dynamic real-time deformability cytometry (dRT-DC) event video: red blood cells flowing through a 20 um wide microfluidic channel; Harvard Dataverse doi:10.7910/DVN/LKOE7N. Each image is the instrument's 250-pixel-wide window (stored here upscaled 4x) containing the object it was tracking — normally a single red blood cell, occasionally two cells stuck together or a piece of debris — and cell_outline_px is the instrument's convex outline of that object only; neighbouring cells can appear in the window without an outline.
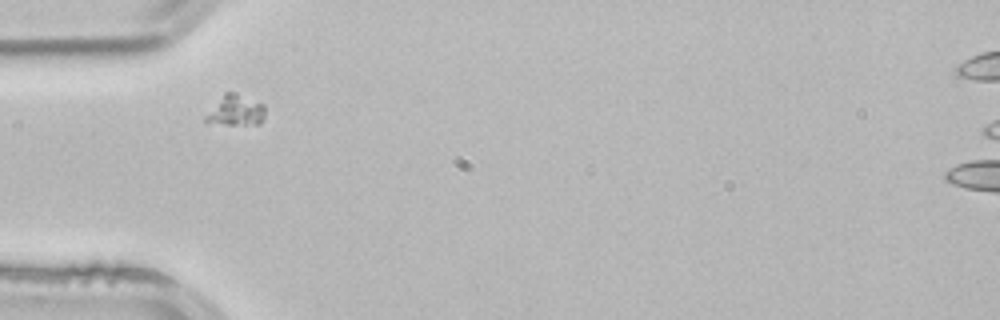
{"species": "common noctule bat (a hibernating species)", "species_latin": "Nyctalus noctula", "temperature_condition": "room temperature", "stored_images_in_passage": 2, "camera_frame_rate_fps": 3000, "um_per_image_px": 0.085, "animal": {"sex": "male", "body_mass_g": 21.5, "forearm_length_mm": 52.0}, "frame": {"image": 1, "passage_image": 1, "time_ms": 0.0, "image_size_px": [1000, 320], "cell_outline_px": [[264, 120], [260, 124], [228, 124], [204, 120], [204, 116], [224, 92], [236, 92], [264, 104]], "centroid_in_image_um": [20.06, 9.36], "position_along_channel_um": 64.9, "area_um2": 10.52}}